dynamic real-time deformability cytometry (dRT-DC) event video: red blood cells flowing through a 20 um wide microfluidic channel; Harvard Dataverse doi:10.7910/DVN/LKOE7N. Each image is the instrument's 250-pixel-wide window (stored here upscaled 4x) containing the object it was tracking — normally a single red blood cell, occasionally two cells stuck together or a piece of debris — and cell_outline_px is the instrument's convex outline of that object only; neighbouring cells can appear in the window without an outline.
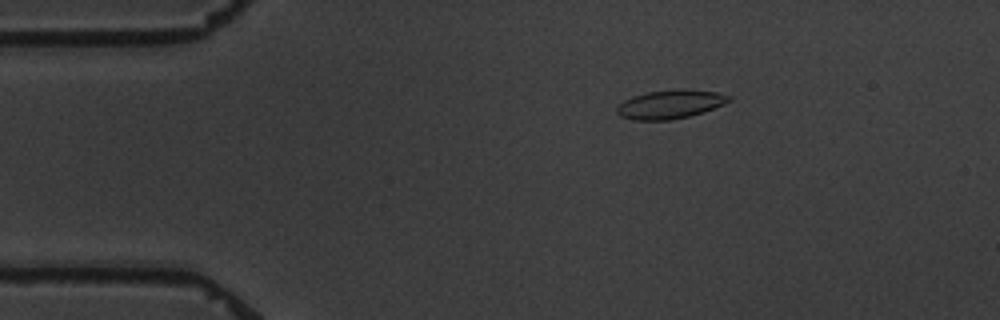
{"species": "common noctule bat (a hibernating species)", "species_latin": "Nyctalus noctula", "temperature_condition": "warm", "stored_images_in_passage": 5, "camera_frame_rate_fps": 3000, "um_per_image_px": 0.085, "animal": {"sex": "male", "body_mass_g": 19.5, "forearm_length_mm": 54.6}, "frame": {"image": 1, "passage_image": 3, "time_ms": 2.333, "image_size_px": [1000, 320], "cell_outline_px": [[732, 100], [724, 104], [704, 112], [672, 120], [636, 120], [620, 116], [616, 112], [616, 108], [624, 100], [632, 96], [648, 92], [680, 88], [688, 88], [716, 92], [732, 96]], "centroid_in_image_um": [57.0, 8.85], "position_along_channel_um": 28.0, "area_um2": 18.96}}
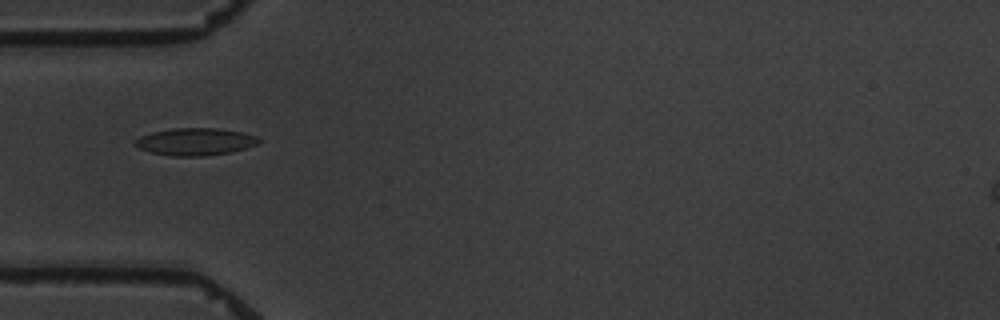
{"frame": {"image": 2, "passage_image": 5, "time_ms": 5.0, "image_size_px": [1000, 320], "cell_outline_px": [[260, 140], [256, 144], [232, 152], [204, 156], [172, 156], [152, 152], [140, 148], [132, 144], [140, 136], [152, 132], [172, 128], [216, 128], [244, 132], [256, 136]], "centroid_in_image_um": [16.59, 12.04], "position_along_channel_um": 68.4, "area_um2": 19.59}}